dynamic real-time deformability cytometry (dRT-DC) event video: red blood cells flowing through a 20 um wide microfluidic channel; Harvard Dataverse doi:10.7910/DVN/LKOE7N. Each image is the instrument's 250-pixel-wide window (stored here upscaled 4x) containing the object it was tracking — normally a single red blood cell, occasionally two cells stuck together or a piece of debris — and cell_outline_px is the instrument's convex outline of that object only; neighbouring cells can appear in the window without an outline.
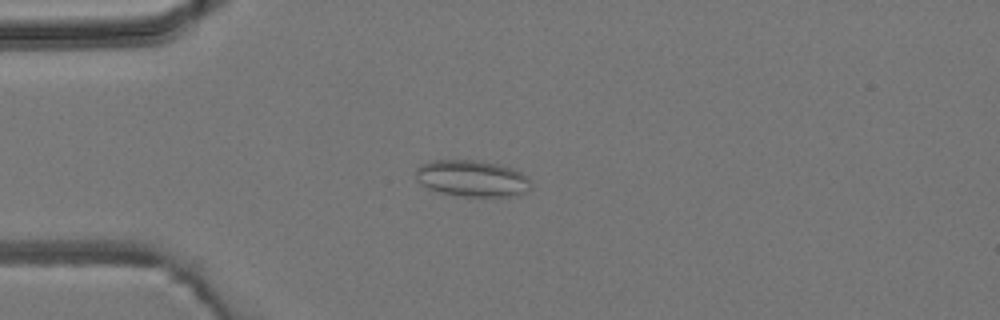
{"species": "common noctule bat (a hibernating species)", "species_latin": "Nyctalus noctula", "temperature_condition": "room temperature", "stored_images_in_passage": 3, "camera_frame_rate_fps": 3000, "um_per_image_px": 0.085, "animal": {"sex": "male", "body_mass_g": 19.2, "forearm_length_mm": 51.8}, "frame": {"image": 1, "passage_image": 2, "time_ms": 1.333, "image_size_px": [1000, 320], "cell_outline_px": [[532, 188], [528, 192], [516, 196], [464, 196], [440, 192], [428, 188], [420, 184], [416, 180], [416, 168], [420, 164], [428, 160], [480, 160], [500, 164], [512, 168], [528, 176], [532, 184]], "centroid_in_image_um": [40.15, 15.15], "position_along_channel_um": 44.8, "area_um2": 24.91}}